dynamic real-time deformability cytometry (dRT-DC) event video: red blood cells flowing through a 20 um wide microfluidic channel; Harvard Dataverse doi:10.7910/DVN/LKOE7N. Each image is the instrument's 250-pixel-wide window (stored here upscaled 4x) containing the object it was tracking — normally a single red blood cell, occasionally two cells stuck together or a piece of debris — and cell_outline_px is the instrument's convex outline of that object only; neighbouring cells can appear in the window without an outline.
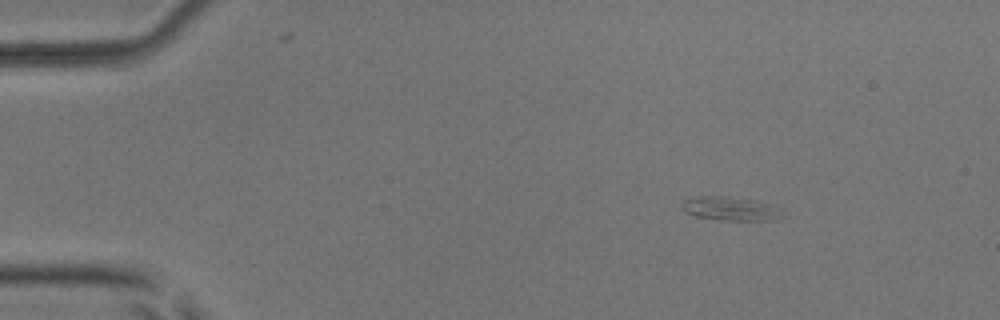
{"species": "common noctule bat (a hibernating species)", "species_latin": "Nyctalus noctula", "temperature_condition": "room temperature", "stored_images_in_passage": 4, "camera_frame_rate_fps": 3000, "um_per_image_px": 0.085, "animal": {"sex": "male", "body_mass_g": 17.9, "forearm_length_mm": 54.2}, "frame": {"image": 1, "passage_image": 2, "time_ms": 1.0, "image_size_px": [1000, 320], "cell_outline_px": [[788, 216], [776, 220], [720, 220], [696, 216], [684, 212], [680, 208], [680, 204], [684, 200], [700, 196], [728, 196], [752, 200], [772, 204], [780, 208]], "centroid_in_image_um": [62.15, 17.74], "position_along_channel_um": 22.8, "area_um2": 14.28}}